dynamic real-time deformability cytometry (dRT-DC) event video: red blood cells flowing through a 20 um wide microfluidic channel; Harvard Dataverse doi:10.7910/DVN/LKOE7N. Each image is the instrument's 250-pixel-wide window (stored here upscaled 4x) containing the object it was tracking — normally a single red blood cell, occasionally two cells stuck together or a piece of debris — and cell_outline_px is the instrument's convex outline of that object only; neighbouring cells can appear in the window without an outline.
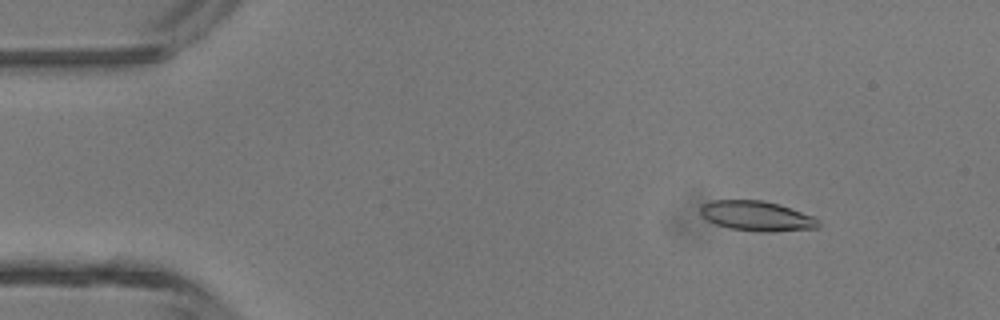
{"species": "common noctule bat (a hibernating species)", "species_latin": "Nyctalus noctula", "temperature_condition": "room temperature", "stored_images_in_passage": 4, "camera_frame_rate_fps": 3000, "um_per_image_px": 0.085, "animal": {"sex": "male", "body_mass_g": 13.3}, "frame": {"image": 1, "passage_image": 2, "time_ms": 0.333, "image_size_px": [1000, 320], "cell_outline_px": [[820, 224], [816, 228], [772, 232], [760, 232], [728, 228], [716, 224], [700, 216], [700, 208], [704, 204], [712, 200], [760, 200], [780, 204], [816, 216], [820, 220]], "centroid_in_image_um": [64.36, 18.36], "position_along_channel_um": 20.6, "area_um2": 20.87}}